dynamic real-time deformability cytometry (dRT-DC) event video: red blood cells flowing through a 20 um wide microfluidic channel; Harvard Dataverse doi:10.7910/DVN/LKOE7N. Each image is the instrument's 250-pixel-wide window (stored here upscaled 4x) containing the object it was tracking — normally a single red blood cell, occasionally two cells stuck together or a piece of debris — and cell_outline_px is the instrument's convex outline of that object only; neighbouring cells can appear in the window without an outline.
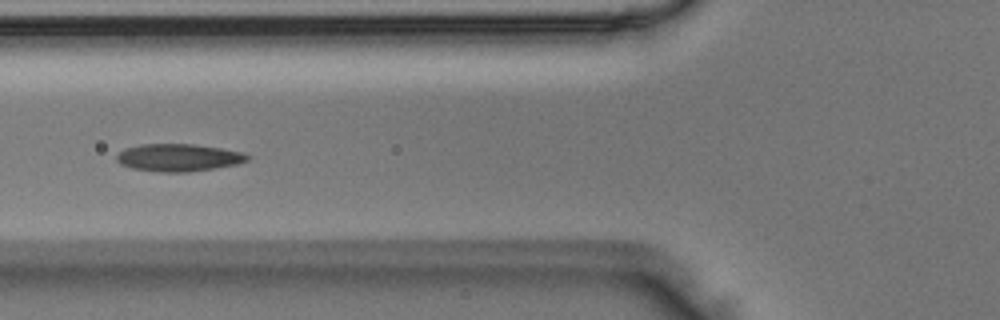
{"species": "Egyptian fruit bat (a non-hibernating species)", "species_latin": "Rousettus aegyptiacus", "temperature_condition": "room temperature", "stored_images_in_passage": 5, "camera_frame_rate_fps": 3000, "um_per_image_px": 0.085, "animal": {"sex": "male"}, "frame": {"image": 1, "passage_image": 5, "time_ms": 1.333, "image_size_px": [1000, 320], "cell_outline_px": [[252, 156], [248, 160], [236, 164], [188, 172], [164, 172], [132, 168], [120, 164], [116, 160], [116, 156], [124, 148], [140, 144], [192, 144], [220, 148], [244, 152]], "centroid_in_image_um": [15.17, 13.38], "position_along_channel_um": 110.6, "area_um2": 20.87}}